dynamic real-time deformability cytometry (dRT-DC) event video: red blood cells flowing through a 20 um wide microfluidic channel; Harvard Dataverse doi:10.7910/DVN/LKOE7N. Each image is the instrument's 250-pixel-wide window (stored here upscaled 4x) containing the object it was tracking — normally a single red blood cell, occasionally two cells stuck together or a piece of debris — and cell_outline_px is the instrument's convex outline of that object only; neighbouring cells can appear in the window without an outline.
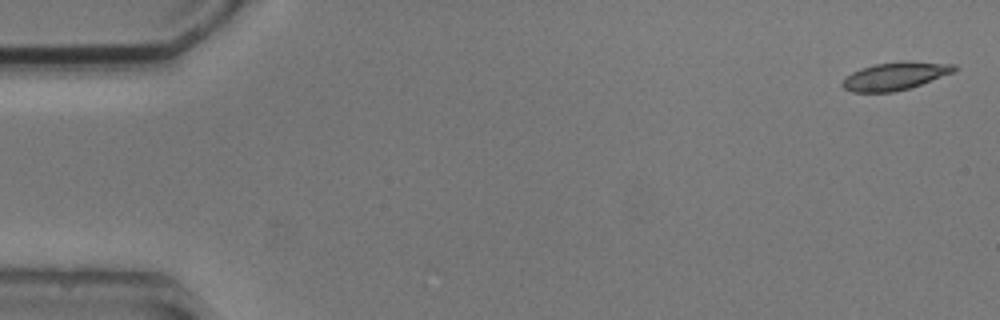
{"species": "common noctule bat (a hibernating species)", "species_latin": "Nyctalus noctula", "temperature_condition": "cold", "stored_images_in_passage": 5, "segment_of_instrument_passage": [1, 2], "camera_frame_rate_fps": 3000, "um_per_image_px": 0.085, "animal": {"sex": "male", "body_mass_g": 20.5, "forearm_length_mm": 52.5}, "frame": {"image": 1, "passage_image": 1, "time_ms": 0.0, "image_size_px": [1000, 320], "cell_outline_px": [[960, 68], [952, 72], [920, 84], [896, 92], [852, 92], [844, 88], [840, 84], [852, 72], [860, 68], [876, 64], [904, 60], [956, 64]], "centroid_in_image_um": [76.09, 6.45], "position_along_channel_um": 8.9, "area_um2": 18.09}}
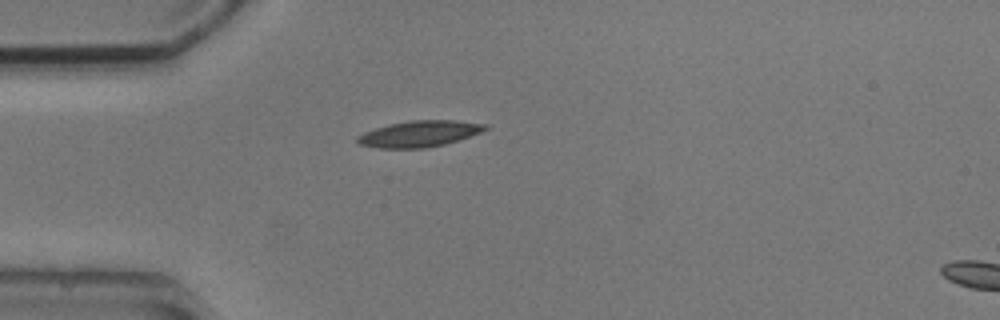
{"frame": {"image": 2, "passage_image": 4, "time_ms": 4.333, "image_size_px": [1000, 320], "cell_outline_px": [[488, 128], [480, 132], [444, 144], [424, 148], [376, 148], [356, 144], [356, 136], [364, 132], [388, 124], [412, 120], [456, 120], [488, 124]], "centroid_in_image_um": [35.59, 11.37], "position_along_channel_um": 49.4, "area_um2": 19.48}}